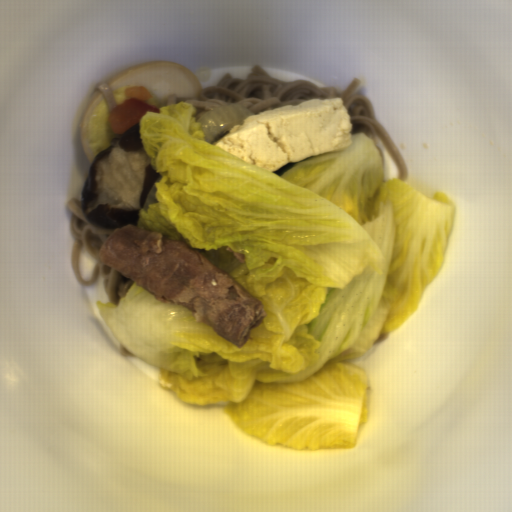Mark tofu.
I'll return each instance as SVG.
<instances>
[{
	"mask_svg": "<svg viewBox=\"0 0 512 512\" xmlns=\"http://www.w3.org/2000/svg\"><path fill=\"white\" fill-rule=\"evenodd\" d=\"M353 128L342 97L309 99L251 115L215 145L272 173L286 163L347 148Z\"/></svg>",
	"mask_w": 512,
	"mask_h": 512,
	"instance_id": "1",
	"label": "tofu"
}]
</instances>
